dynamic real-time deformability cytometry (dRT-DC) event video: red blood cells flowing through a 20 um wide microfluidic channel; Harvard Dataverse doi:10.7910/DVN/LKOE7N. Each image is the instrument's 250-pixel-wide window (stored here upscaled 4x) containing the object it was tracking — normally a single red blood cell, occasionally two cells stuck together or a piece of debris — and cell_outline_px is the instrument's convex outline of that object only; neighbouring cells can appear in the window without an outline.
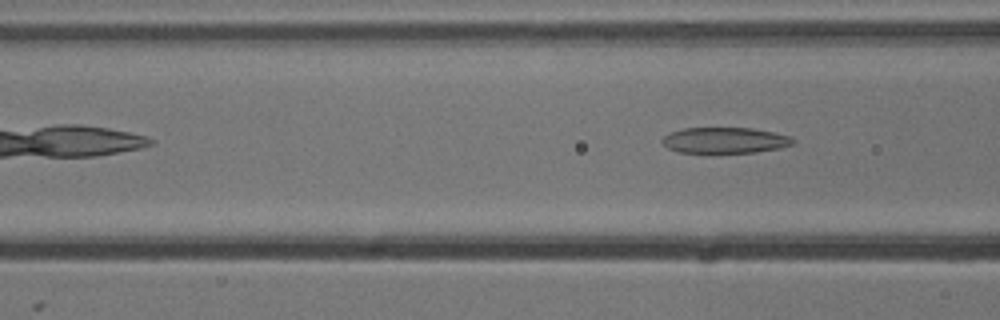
{"species": "common noctule bat (a hibernating species)", "species_latin": "Nyctalus noctula", "temperature_condition": "cold", "stored_images_in_passage": 5, "camera_frame_rate_fps": 3000, "um_per_image_px": 0.085, "animal": {"sex": "male", "body_mass_g": 13.3}, "frame": {"image": 1, "passage_image": 5, "time_ms": 1.333, "image_size_px": [1000, 320], "cell_outline_px": [[796, 140], [792, 144], [780, 148], [756, 152], [676, 152], [668, 148], [664, 144], [664, 136], [672, 132], [684, 128], [752, 128], [792, 136]], "centroid_in_image_um": [61.66, 11.92], "position_along_channel_um": 104.9, "area_um2": 19.48}}